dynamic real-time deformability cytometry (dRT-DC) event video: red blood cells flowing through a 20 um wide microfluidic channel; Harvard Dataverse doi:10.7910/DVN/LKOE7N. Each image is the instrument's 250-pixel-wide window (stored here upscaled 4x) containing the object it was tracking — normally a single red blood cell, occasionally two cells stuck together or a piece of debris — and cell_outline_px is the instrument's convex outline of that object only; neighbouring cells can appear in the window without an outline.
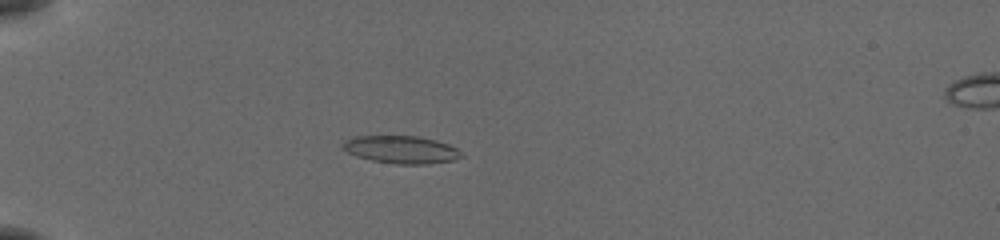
{"species": "common noctule bat (a hibernating species)", "species_latin": "Nyctalus noctula", "temperature_condition": "cold", "stored_images_in_passage": 36, "camera_frame_rate_fps": 3000, "um_per_image_px": 0.085, "animal": {"sex": "female", "body_mass_g": 19.5, "forearm_length_mm": 54.1}, "frame": {"image": 1, "passage_image": 5, "time_ms": 1.333, "image_size_px": [1000, 240], "cell_outline_px": [[464, 156], [452, 160], [428, 164], [396, 164], [372, 160], [356, 156], [348, 152], [344, 148], [344, 140], [352, 136], [420, 136], [436, 140], [448, 144], [456, 148]], "centroid_in_image_um": [34.11, 12.71], "position_along_channel_um": 50.9, "area_um2": 19.02}}
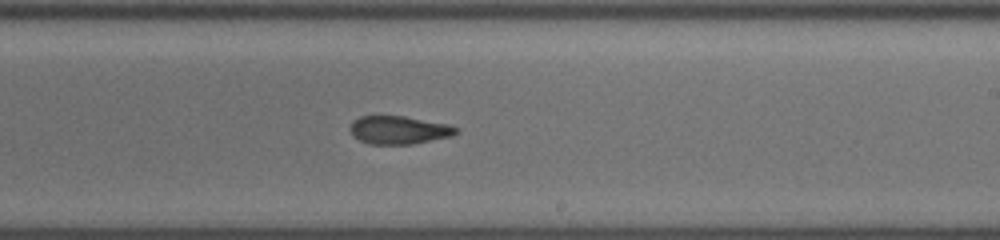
{"frame": {"image": 2, "passage_image": 23, "time_ms": 7.333, "image_size_px": [1000, 240], "cell_outline_px": [[460, 132], [452, 136], [412, 144], [368, 144], [352, 136], [348, 128], [352, 120], [360, 116], [404, 116], [448, 124], [460, 128]], "centroid_in_image_um": [33.89, 11.05], "position_along_channel_um": 255.1, "area_um2": 17.63}}
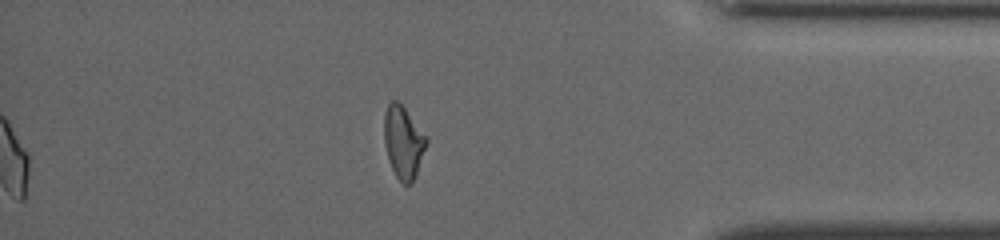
{"frame": {"image": 3, "passage_image": 36, "time_ms": 11.667, "image_size_px": [1000, 240], "cell_outline_px": [[428, 140], [416, 176], [408, 184], [404, 184], [396, 176], [392, 168], [388, 156], [384, 140], [384, 112], [388, 104], [392, 100], [396, 100], [404, 108], [428, 136]], "centroid_in_image_um": [34.29, 12.06], "position_along_channel_um": 400.9, "area_um2": 17.63}, "authors_computed_cell_mechanics": {"area_um2": 18.207, "velocity_mm_per_s": 3.8748, "shape_relaxation_time_tau1_ms": null, "shape_relaxation_time_tau2_ms": 3.0773, "deformation_change_tau1": null, "deformation_change_tau2": 0.1132}}